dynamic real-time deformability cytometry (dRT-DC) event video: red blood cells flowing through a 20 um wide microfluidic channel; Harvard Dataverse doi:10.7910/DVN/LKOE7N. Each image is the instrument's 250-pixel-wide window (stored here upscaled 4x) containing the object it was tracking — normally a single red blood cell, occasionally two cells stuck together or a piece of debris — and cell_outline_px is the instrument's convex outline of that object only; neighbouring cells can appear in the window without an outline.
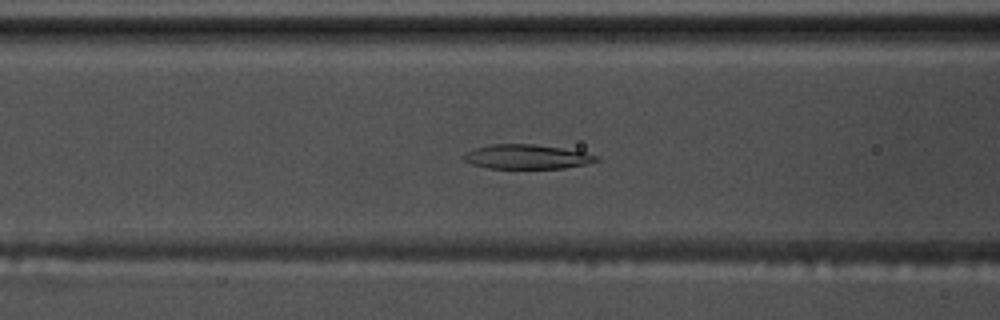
{"species": "common noctule bat (a hibernating species)", "species_latin": "Nyctalus noctula", "temperature_condition": "warm", "stored_images_in_passage": 56, "camera_frame_rate_fps": 3000, "um_per_image_px": 0.085, "animal": {"sex": "male", "body_mass_g": 17.5, "forearm_length_mm": 52.3}, "frame": {"image": 1, "passage_image": 22, "time_ms": 7.0, "image_size_px": [1000, 320], "cell_outline_px": [[600, 160], [584, 164], [564, 168], [488, 168], [472, 164], [464, 160], [460, 156], [476, 148], [492, 144], [532, 144], [560, 148], [584, 152], [600, 156]], "centroid_in_image_um": [44.78, 13.33], "position_along_channel_um": 121.8, "area_um2": 18.67}}
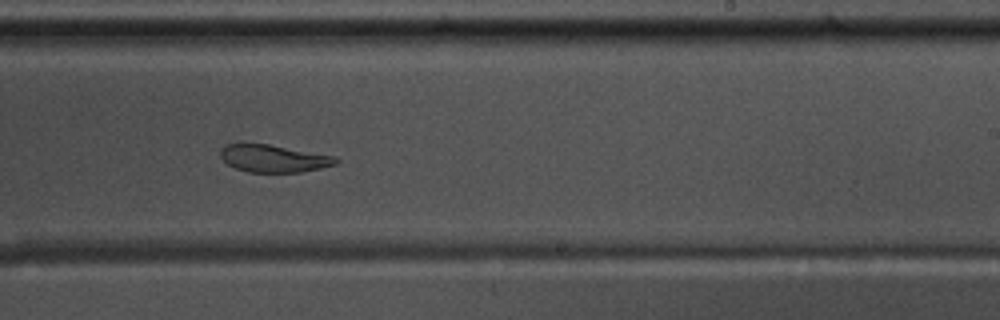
{"frame": {"image": 2, "passage_image": 34, "time_ms": 11.0, "image_size_px": [1000, 320], "cell_outline_px": [[340, 160], [336, 164], [320, 168], [300, 172], [248, 172], [236, 168], [228, 164], [220, 156], [220, 148], [224, 144], [268, 144], [336, 156]], "centroid_in_image_um": [23.26, 13.47], "position_along_channel_um": 265.7, "area_um2": 18.38}}
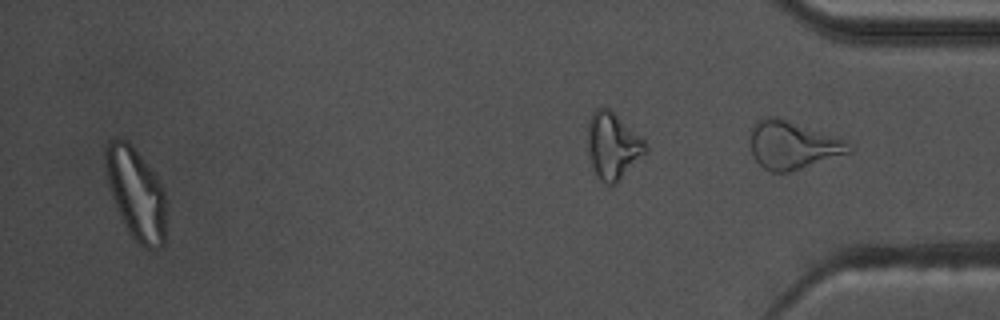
{"frame": {"image": 3, "passage_image": 54, "time_ms": 17.667, "image_size_px": [1000, 320], "cell_outline_px": [[164, 244], [160, 248], [144, 248], [132, 236], [124, 224], [112, 196], [104, 164], [104, 148], [108, 140], [128, 140], [144, 160], [156, 176], [164, 188]], "centroid_in_image_um": [11.54, 16.42], "position_along_channel_um": 423.7, "area_um2": 31.85}, "authors_computed_cell_mechanics": {"area_um2": 21.8195, "velocity_mm_per_s": 3.6106, "shape_relaxation_time_tau1_ms": null, "shape_relaxation_time_tau2_ms": 4.4618, "deformation_change_tau1": null, "deformation_change_tau2": 0.0446}}